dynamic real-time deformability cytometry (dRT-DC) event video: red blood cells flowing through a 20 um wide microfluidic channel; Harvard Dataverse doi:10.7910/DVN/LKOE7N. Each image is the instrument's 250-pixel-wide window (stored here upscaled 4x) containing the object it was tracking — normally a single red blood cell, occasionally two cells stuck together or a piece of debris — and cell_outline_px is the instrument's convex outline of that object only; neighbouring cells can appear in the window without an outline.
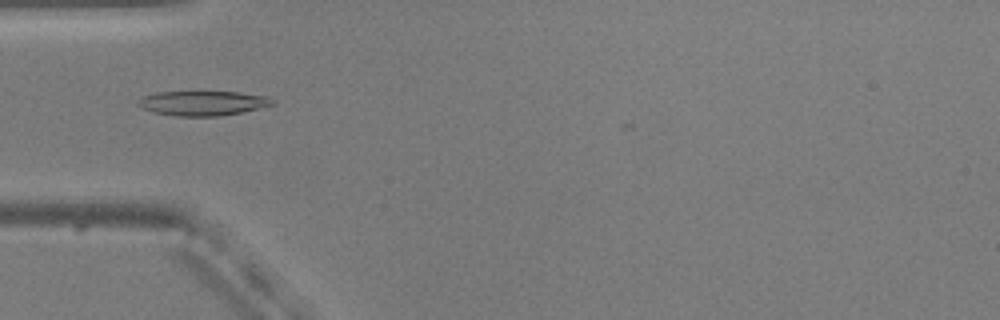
{"species": "common noctule bat (a hibernating species)", "species_latin": "Nyctalus noctula", "temperature_condition": "warm", "stored_images_in_passage": 38, "camera_frame_rate_fps": 3000, "um_per_image_px": 0.085, "animal": {"sex": "male", "body_mass_g": 20.5, "forearm_length_mm": 52.5}, "frame": {"image": 1, "passage_image": 2, "time_ms": 0.333, "image_size_px": [1000, 320], "cell_outline_px": [[276, 104], [260, 108], [240, 112], [216, 116], [176, 116], [156, 112], [140, 108], [136, 104], [136, 100], [144, 96], [156, 92], [240, 92], [268, 96], [276, 100]], "centroid_in_image_um": [17.25, 8.76], "position_along_channel_um": 67.7, "area_um2": 19.36}}
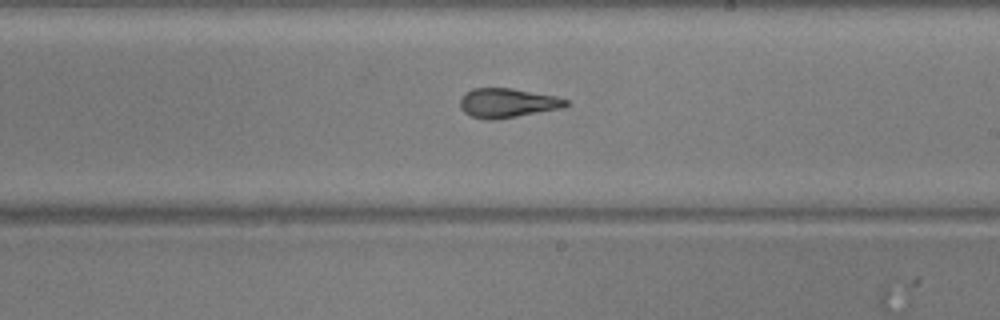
{"frame": {"image": 2, "passage_image": 16, "time_ms": 5.0, "image_size_px": [1000, 320], "cell_outline_px": [[568, 104], [564, 108], [492, 120], [488, 120], [472, 116], [464, 112], [460, 108], [460, 96], [472, 88], [512, 88], [556, 96], [568, 100]], "centroid_in_image_um": [43.12, 8.74], "position_along_channel_um": 245.9, "area_um2": 18.09}}
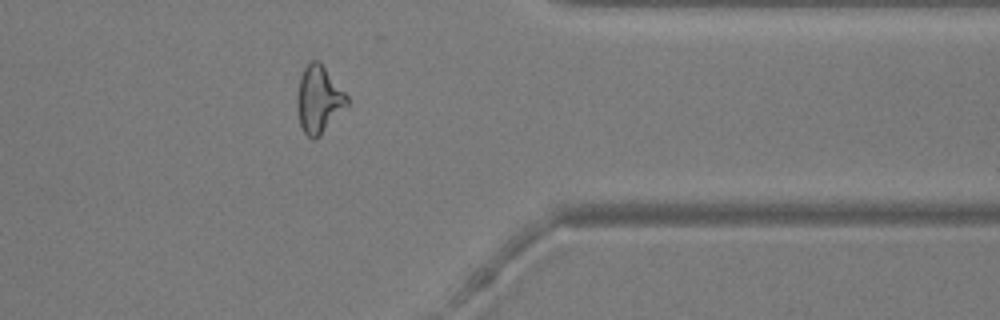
{"frame": {"image": 3, "passage_image": 28, "time_ms": 9.0, "image_size_px": [1000, 320], "cell_outline_px": [[348, 104], [320, 136], [316, 140], [312, 140], [304, 132], [300, 124], [296, 104], [296, 96], [300, 76], [304, 68], [312, 60], [316, 60], [324, 68], [348, 96]], "centroid_in_image_um": [27.07, 8.49], "position_along_channel_um": 384.3, "area_um2": 19.25}, "authors_computed_cell_mechanics": {"area_um2": 18.6694, "velocity_mm_per_s": 3.7844, "shape_relaxation_time_tau1_ms": 7.0595, "shape_relaxation_time_tau2_ms": 1.5466, "deformation_change_tau1": 0.2369, "deformation_change_tau2": 0.0637}}